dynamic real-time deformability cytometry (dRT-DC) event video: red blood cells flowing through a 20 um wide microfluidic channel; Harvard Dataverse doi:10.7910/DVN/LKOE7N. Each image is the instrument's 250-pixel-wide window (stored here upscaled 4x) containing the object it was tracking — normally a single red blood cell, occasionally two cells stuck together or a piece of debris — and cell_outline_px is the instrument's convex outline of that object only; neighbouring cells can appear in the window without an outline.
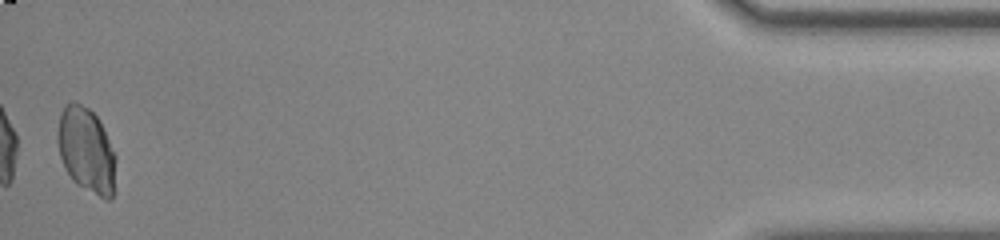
{"species": "common noctule bat (a hibernating species)", "species_latin": "Nyctalus noctula", "temperature_condition": "room temperature", "stored_images_in_passage": 55, "camera_frame_rate_fps": 3000, "um_per_image_px": 0.085, "animal": {"sex": "male", "body_mass_g": 20.0, "forearm_length_mm": 53.3}, "frame": {"image": 1, "passage_image": 55, "time_ms": 18.0, "image_size_px": [1000, 240], "cell_outline_px": [[116, 160], [112, 200], [104, 200], [76, 184], [72, 180], [60, 156], [56, 140], [56, 136], [60, 112], [64, 104], [72, 100], [88, 108], [100, 120], [116, 156]], "centroid_in_image_um": [7.33, 12.76], "position_along_channel_um": 427.9, "area_um2": 29.25}}